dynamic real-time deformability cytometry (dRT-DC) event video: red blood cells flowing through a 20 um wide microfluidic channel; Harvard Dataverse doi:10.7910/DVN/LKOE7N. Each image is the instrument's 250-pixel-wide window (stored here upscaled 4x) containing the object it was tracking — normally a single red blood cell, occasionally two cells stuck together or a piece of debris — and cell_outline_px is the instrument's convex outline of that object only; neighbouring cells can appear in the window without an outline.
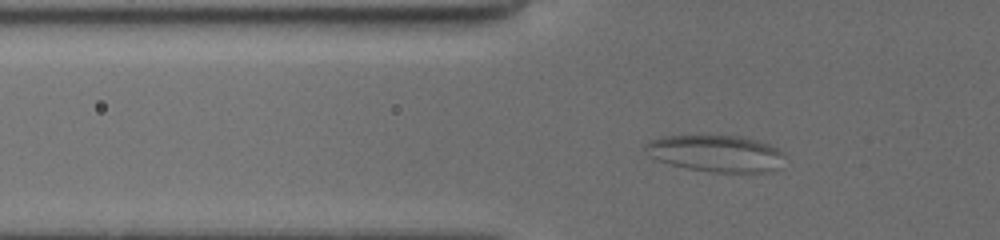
{"species": "common noctule bat (a hibernating species)", "species_latin": "Nyctalus noctula", "temperature_condition": "cold", "stored_images_in_passage": 21, "camera_frame_rate_fps": 3000, "um_per_image_px": 0.085, "animal": {"sex": "female", "body_mass_g": 19.5, "forearm_length_mm": 54.1}, "frame": {"image": 1, "passage_image": 3, "time_ms": 1.333, "image_size_px": [1000, 240], "cell_outline_px": [[784, 152], [776, 168], [768, 172], [712, 172], [688, 168], [672, 164], [660, 160], [652, 156], [644, 148], [644, 144], [652, 140], [664, 136], [696, 132], [740, 136], [756, 140], [768, 144]], "centroid_in_image_um": [60.8, 12.98], "position_along_channel_um": 65.0, "area_um2": 30.17}}
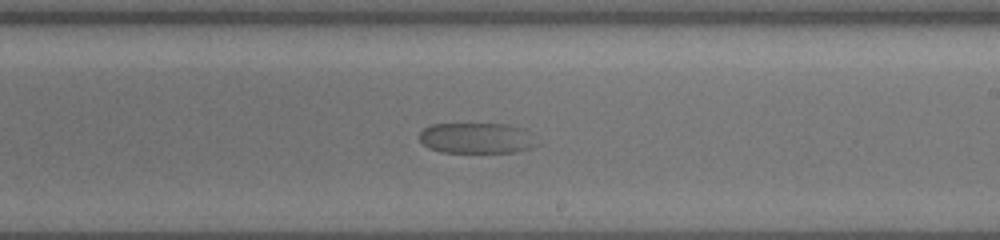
{"frame": {"image": 2, "passage_image": 10, "time_ms": 6.667, "image_size_px": [1000, 240], "cell_outline_px": [[540, 144], [532, 148], [516, 152], [440, 152], [428, 148], [420, 140], [420, 132], [424, 128], [432, 124], [508, 124], [524, 128]], "centroid_in_image_um": [40.55, 11.74], "position_along_channel_um": 248.5, "area_um2": 21.15}}
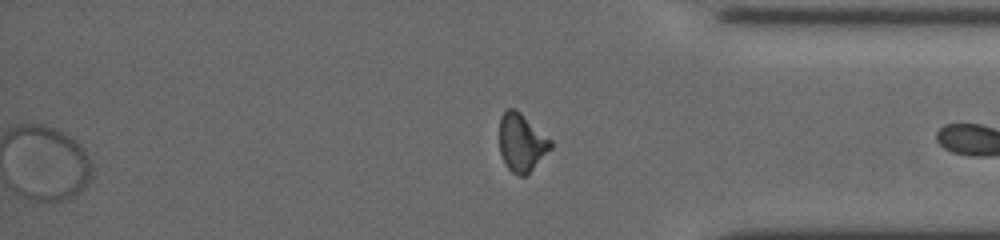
{"frame": {"image": 3, "passage_image": 21, "time_ms": 14.0, "image_size_px": [1000, 240], "cell_outline_px": [[552, 148], [528, 176], [520, 176], [512, 172], [504, 164], [500, 152], [500, 116], [508, 108], [512, 108], [520, 112], [552, 140]], "centroid_in_image_um": [44.35, 12.15], "position_along_channel_um": 390.8, "area_um2": 17.51}}